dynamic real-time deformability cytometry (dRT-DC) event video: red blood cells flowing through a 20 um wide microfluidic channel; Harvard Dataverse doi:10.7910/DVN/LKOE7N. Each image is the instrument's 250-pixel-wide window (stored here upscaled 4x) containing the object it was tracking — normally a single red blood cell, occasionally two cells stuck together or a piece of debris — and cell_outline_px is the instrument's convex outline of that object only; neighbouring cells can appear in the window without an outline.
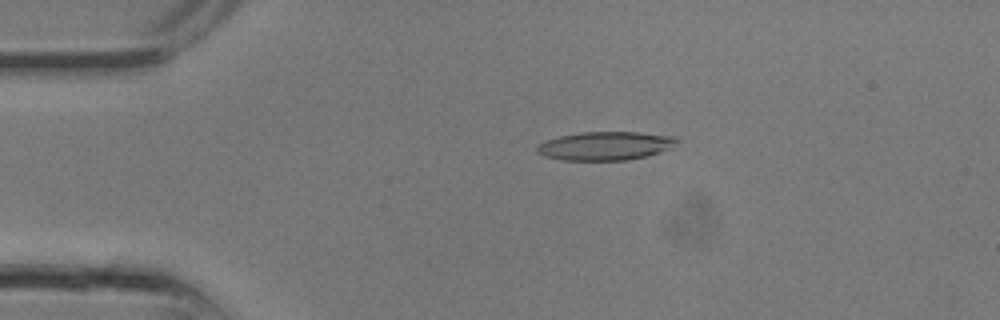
{"species": "common noctule bat (a hibernating species)", "species_latin": "Nyctalus noctula", "temperature_condition": "room temperature", "stored_images_in_passage": 5, "camera_frame_rate_fps": 3000, "um_per_image_px": 0.085, "animal": {"sex": "male", "body_mass_g": 13.3}, "frame": {"image": 1, "passage_image": 1, "time_ms": 0.0, "image_size_px": [1000, 320], "cell_outline_px": [[680, 140], [660, 152], [628, 160], [564, 160], [544, 156], [536, 152], [536, 148], [540, 144], [548, 140], [560, 136], [580, 132], [640, 132], [676, 136]], "centroid_in_image_um": [51.45, 12.39], "position_along_channel_um": 33.5, "area_um2": 23.06}}
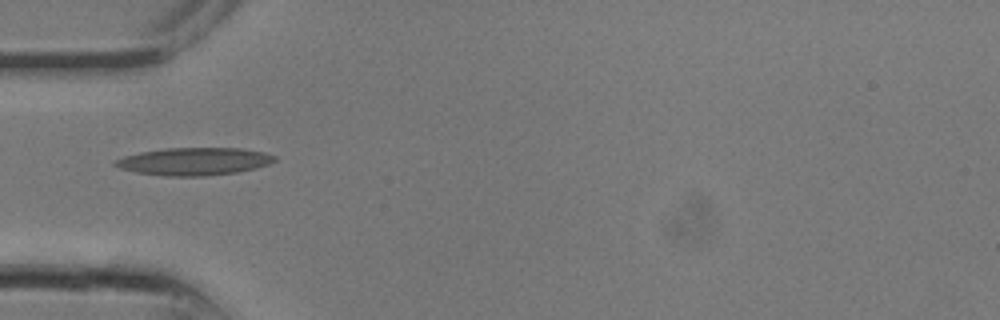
{"frame": {"image": 2, "passage_image": 4, "time_ms": 1.0, "image_size_px": [1000, 320], "cell_outline_px": [[276, 160], [268, 164], [256, 168], [236, 172], [204, 176], [164, 176], [136, 172], [120, 168], [112, 164], [112, 160], [124, 156], [140, 152], [164, 148], [240, 148], [264, 152], [276, 156]], "centroid_in_image_um": [16.47, 13.71], "position_along_channel_um": 68.5, "area_um2": 25.72}}